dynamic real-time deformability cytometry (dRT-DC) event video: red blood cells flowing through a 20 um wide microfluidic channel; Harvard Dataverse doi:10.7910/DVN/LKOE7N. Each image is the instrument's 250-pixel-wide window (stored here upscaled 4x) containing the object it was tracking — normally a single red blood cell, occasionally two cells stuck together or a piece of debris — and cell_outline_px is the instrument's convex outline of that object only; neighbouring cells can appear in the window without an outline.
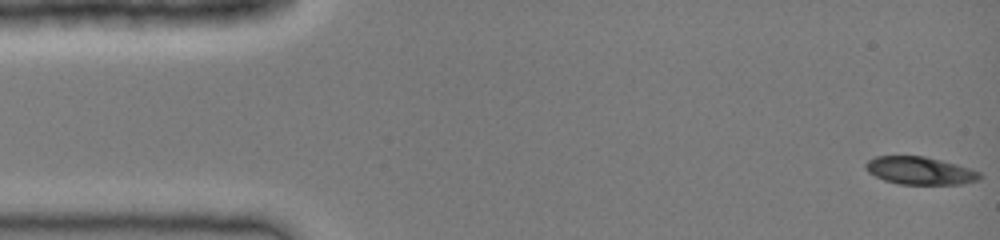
{"species": "common noctule bat (a hibernating species)", "species_latin": "Nyctalus noctula", "temperature_condition": "cold", "stored_images_in_passage": 2, "camera_frame_rate_fps": 3000, "um_per_image_px": 0.085, "animal": {"sex": "female", "body_mass_g": 19.0, "forearm_length_mm": 51.5}, "frame": {"image": 1, "passage_image": 2, "time_ms": 0.333, "image_size_px": [1000, 240], "cell_outline_px": [[980, 180], [960, 184], [900, 184], [884, 180], [868, 172], [864, 168], [864, 164], [868, 160], [876, 156], [924, 156], [956, 164], [980, 172]], "centroid_in_image_um": [78.16, 14.5], "position_along_channel_um": 6.8, "area_um2": 18.32}}